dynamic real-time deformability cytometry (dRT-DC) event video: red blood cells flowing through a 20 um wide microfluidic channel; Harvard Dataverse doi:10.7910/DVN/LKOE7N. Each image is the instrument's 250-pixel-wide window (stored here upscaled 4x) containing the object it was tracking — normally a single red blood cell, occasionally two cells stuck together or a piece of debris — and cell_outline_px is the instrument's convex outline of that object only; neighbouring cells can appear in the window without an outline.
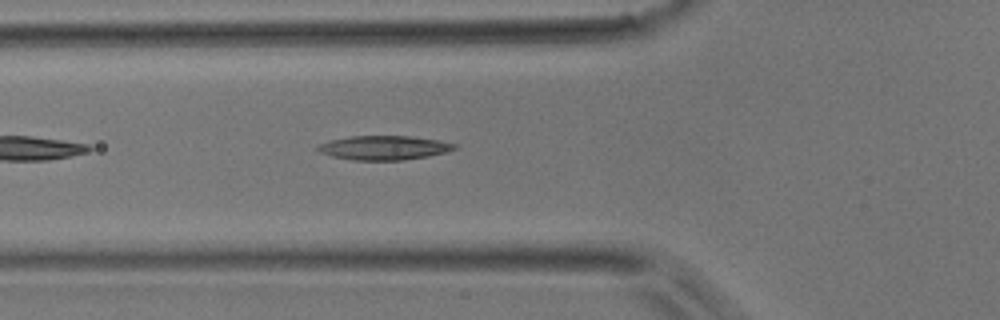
{"species": "common noctule bat (a hibernating species)", "species_latin": "Nyctalus noctula", "temperature_condition": "room temperature", "stored_images_in_passage": 33, "camera_frame_rate_fps": 3000, "um_per_image_px": 0.085, "animal": {"sex": "male", "body_mass_g": 17.9}, "frame": {"image": 1, "passage_image": 7, "time_ms": 2.0, "image_size_px": [1000, 320], "cell_outline_px": [[460, 148], [428, 156], [404, 160], [352, 160], [332, 156], [320, 152], [316, 148], [320, 144], [328, 140], [348, 136], [408, 136], [440, 140], [456, 144]], "centroid_in_image_um": [32.65, 12.55], "position_along_channel_um": 93.2, "area_um2": 19.31}}
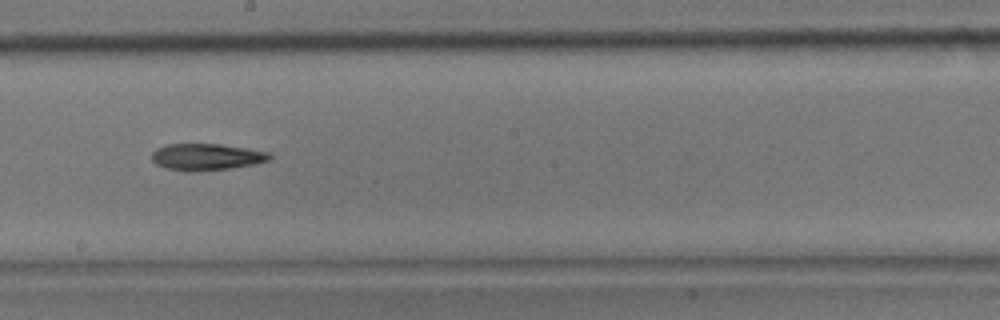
{"frame": {"image": 2, "passage_image": 16, "time_ms": 5.0, "image_size_px": [1000, 320], "cell_outline_px": [[272, 156], [268, 160], [256, 164], [232, 168], [196, 172], [184, 172], [168, 168], [156, 164], [152, 160], [152, 152], [156, 148], [168, 144], [220, 144], [248, 148], [272, 152]], "centroid_in_image_um": [17.58, 13.34], "position_along_channel_um": 230.6, "area_um2": 18.61}}
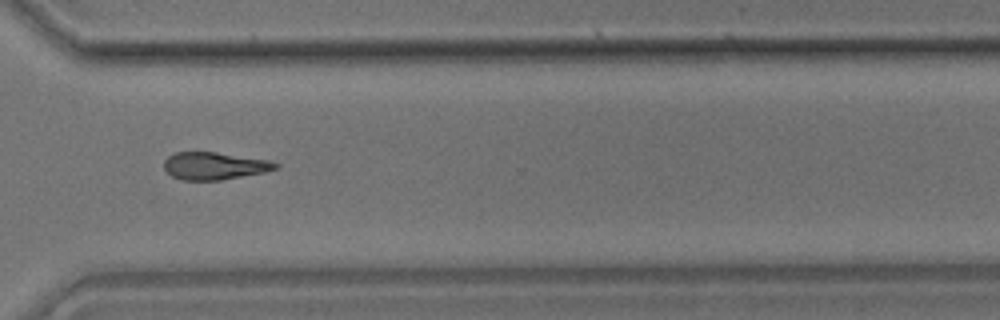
{"frame": {"image": 3, "passage_image": 24, "time_ms": 7.667, "image_size_px": [1000, 320], "cell_outline_px": [[280, 168], [264, 172], [220, 180], [180, 180], [172, 176], [164, 168], [164, 160], [168, 156], [176, 152], [216, 152], [268, 160], [280, 164]], "centroid_in_image_um": [18.22, 14.1], "position_along_channel_um": 352.4, "area_um2": 17.8}}